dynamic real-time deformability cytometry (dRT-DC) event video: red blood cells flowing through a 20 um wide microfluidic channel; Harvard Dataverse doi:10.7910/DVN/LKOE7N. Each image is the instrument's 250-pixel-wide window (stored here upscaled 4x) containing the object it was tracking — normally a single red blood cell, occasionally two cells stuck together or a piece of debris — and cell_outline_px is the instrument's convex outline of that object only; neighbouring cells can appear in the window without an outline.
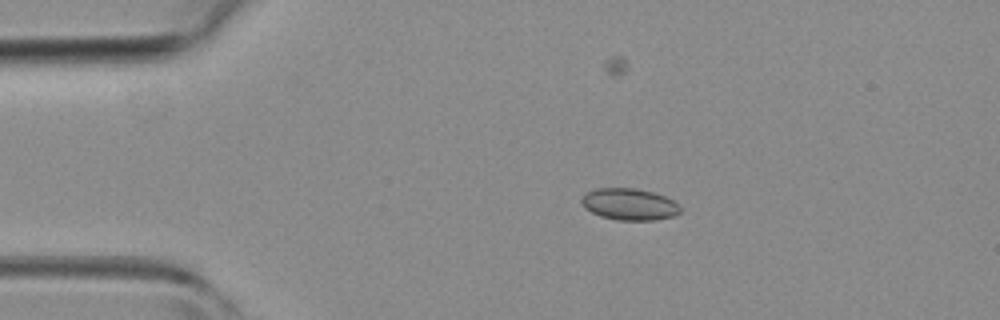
{"species": "common noctule bat (a hibernating species)", "species_latin": "Nyctalus noctula", "temperature_condition": "room temperature", "stored_images_in_passage": 5, "camera_frame_rate_fps": 3000, "um_per_image_px": 0.085, "animal": {"sex": "female", "body_mass_g": 19.3, "forearm_length_mm": 54.1}, "frame": {"image": 1, "passage_image": 3, "time_ms": 2.333, "image_size_px": [1000, 320], "cell_outline_px": [[680, 212], [672, 216], [656, 220], [620, 220], [600, 216], [584, 208], [580, 200], [588, 192], [596, 188], [636, 188], [652, 192], [664, 196], [672, 200], [680, 208]], "centroid_in_image_um": [53.47, 17.36], "position_along_channel_um": 31.5, "area_um2": 18.03}}